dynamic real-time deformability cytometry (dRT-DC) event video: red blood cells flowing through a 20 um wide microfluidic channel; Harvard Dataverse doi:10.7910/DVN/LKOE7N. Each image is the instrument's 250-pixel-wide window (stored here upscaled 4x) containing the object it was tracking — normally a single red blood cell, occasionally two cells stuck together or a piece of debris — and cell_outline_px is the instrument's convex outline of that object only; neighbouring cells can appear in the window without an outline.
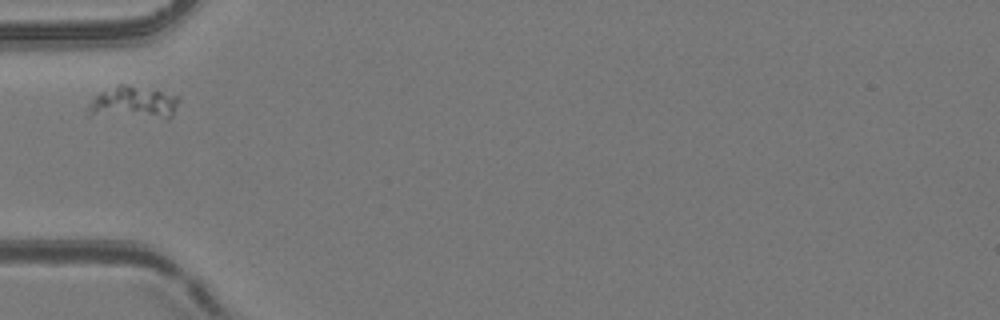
{"species": "common noctule bat (a hibernating species)", "species_latin": "Nyctalus noctula", "temperature_condition": "room temperature", "stored_images_in_passage": 2, "camera_frame_rate_fps": 3000, "um_per_image_px": 0.085, "animal": {"sex": "female", "body_mass_g": 24.6, "forearm_length_mm": 56.2}, "frame": {"image": 1, "passage_image": 1, "time_ms": 0.0, "image_size_px": [1000, 320], "cell_outline_px": [[180, 100], [172, 116], [168, 120], [92, 112], [84, 108], [100, 92], [116, 84], [124, 84], [180, 96]], "centroid_in_image_um": [11.43, 8.71], "position_along_channel_um": 73.6, "area_um2": 16.7}}